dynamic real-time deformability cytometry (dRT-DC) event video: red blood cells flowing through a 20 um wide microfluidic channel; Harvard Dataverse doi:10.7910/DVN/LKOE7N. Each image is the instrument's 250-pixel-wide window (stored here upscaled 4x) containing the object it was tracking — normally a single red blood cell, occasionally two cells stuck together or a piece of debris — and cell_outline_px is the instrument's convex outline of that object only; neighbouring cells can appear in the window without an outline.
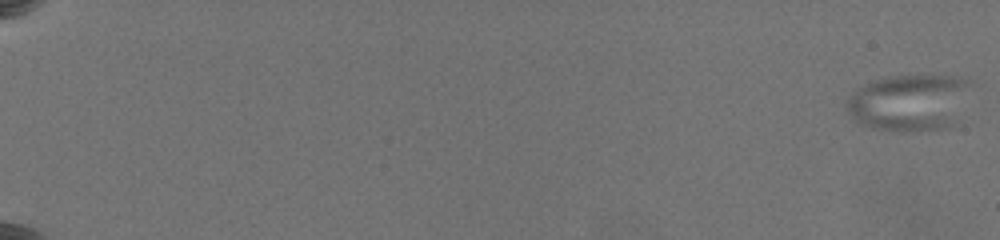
{"species": "common noctule bat (a hibernating species)", "species_latin": "Nyctalus noctula", "temperature_condition": "warm", "stored_images_in_passage": 64, "camera_frame_rate_fps": 3000, "um_per_image_px": 0.085, "animal": {"sex": "female", "body_mass_g": 19.5, "forearm_length_mm": 54.1}, "frame": {"image": 1, "passage_image": 1, "time_ms": 0.0, "image_size_px": [1000, 240], "cell_outline_px": [[976, 84], [952, 128], [920, 132], [904, 132], [880, 128], [864, 124], [852, 120], [844, 104], [856, 88], [872, 80], [888, 76], [960, 76], [972, 80]], "centroid_in_image_um": [77.38, 8.71], "position_along_channel_um": 7.6, "area_um2": 42.14}}
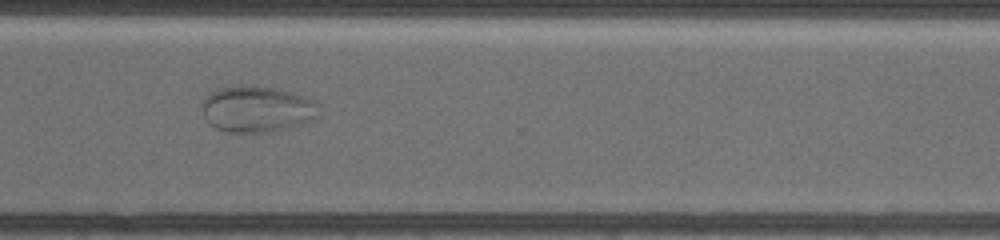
{"frame": {"image": 2, "passage_image": 51, "time_ms": 16.667, "image_size_px": [1000, 240], "cell_outline_px": [[320, 116], [300, 124], [268, 132], [228, 132], [216, 128], [204, 116], [200, 108], [204, 100], [216, 88], [240, 84], [272, 88], [292, 92], [304, 96], [320, 104]], "centroid_in_image_um": [21.85, 9.25], "position_along_channel_um": 348.7, "area_um2": 31.5}}
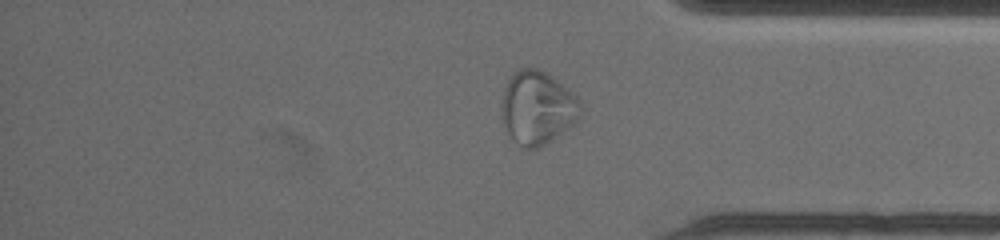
{"frame": {"image": 3, "passage_image": 55, "time_ms": 18.0, "image_size_px": [1000, 240], "cell_outline_px": [[580, 116], [572, 124], [540, 148], [520, 148], [508, 132], [500, 116], [500, 104], [504, 88], [508, 80], [520, 68], [536, 68], [544, 72], [556, 80], [576, 96], [580, 100]], "centroid_in_image_um": [45.63, 9.17], "position_along_channel_um": 389.6, "area_um2": 33.41}}